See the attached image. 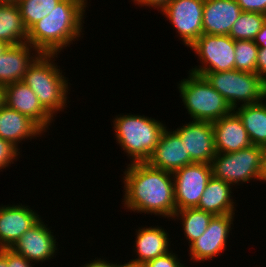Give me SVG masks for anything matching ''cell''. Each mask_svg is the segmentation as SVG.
Wrapping results in <instances>:
<instances>
[{
  "mask_svg": "<svg viewBox=\"0 0 266 267\" xmlns=\"http://www.w3.org/2000/svg\"><path fill=\"white\" fill-rule=\"evenodd\" d=\"M190 49L200 65L192 66L188 72L201 76L235 69V41L229 35L202 34Z\"/></svg>",
  "mask_w": 266,
  "mask_h": 267,
  "instance_id": "obj_8",
  "label": "cell"
},
{
  "mask_svg": "<svg viewBox=\"0 0 266 267\" xmlns=\"http://www.w3.org/2000/svg\"><path fill=\"white\" fill-rule=\"evenodd\" d=\"M236 214L214 215L206 231L196 240H194L187 250L189 261L194 264L213 261L223 254L229 244L230 235H232V226L235 222ZM231 233V234H230ZM222 253V254H221ZM213 259V260H212Z\"/></svg>",
  "mask_w": 266,
  "mask_h": 267,
  "instance_id": "obj_9",
  "label": "cell"
},
{
  "mask_svg": "<svg viewBox=\"0 0 266 267\" xmlns=\"http://www.w3.org/2000/svg\"><path fill=\"white\" fill-rule=\"evenodd\" d=\"M0 267L7 266V248L0 249Z\"/></svg>",
  "mask_w": 266,
  "mask_h": 267,
  "instance_id": "obj_38",
  "label": "cell"
},
{
  "mask_svg": "<svg viewBox=\"0 0 266 267\" xmlns=\"http://www.w3.org/2000/svg\"><path fill=\"white\" fill-rule=\"evenodd\" d=\"M213 216V214L195 207L177 210L171 220L180 221L183 238H185L182 240H187L189 246L206 231Z\"/></svg>",
  "mask_w": 266,
  "mask_h": 267,
  "instance_id": "obj_25",
  "label": "cell"
},
{
  "mask_svg": "<svg viewBox=\"0 0 266 267\" xmlns=\"http://www.w3.org/2000/svg\"><path fill=\"white\" fill-rule=\"evenodd\" d=\"M5 105V89L0 85V108Z\"/></svg>",
  "mask_w": 266,
  "mask_h": 267,
  "instance_id": "obj_39",
  "label": "cell"
},
{
  "mask_svg": "<svg viewBox=\"0 0 266 267\" xmlns=\"http://www.w3.org/2000/svg\"><path fill=\"white\" fill-rule=\"evenodd\" d=\"M257 74L266 82V48L258 49Z\"/></svg>",
  "mask_w": 266,
  "mask_h": 267,
  "instance_id": "obj_35",
  "label": "cell"
},
{
  "mask_svg": "<svg viewBox=\"0 0 266 267\" xmlns=\"http://www.w3.org/2000/svg\"><path fill=\"white\" fill-rule=\"evenodd\" d=\"M242 12L236 0H204L203 34L229 35Z\"/></svg>",
  "mask_w": 266,
  "mask_h": 267,
  "instance_id": "obj_20",
  "label": "cell"
},
{
  "mask_svg": "<svg viewBox=\"0 0 266 267\" xmlns=\"http://www.w3.org/2000/svg\"><path fill=\"white\" fill-rule=\"evenodd\" d=\"M7 43L0 41V55L4 53V51L9 47Z\"/></svg>",
  "mask_w": 266,
  "mask_h": 267,
  "instance_id": "obj_40",
  "label": "cell"
},
{
  "mask_svg": "<svg viewBox=\"0 0 266 267\" xmlns=\"http://www.w3.org/2000/svg\"><path fill=\"white\" fill-rule=\"evenodd\" d=\"M212 124L216 153L236 152L252 145L242 120L234 110Z\"/></svg>",
  "mask_w": 266,
  "mask_h": 267,
  "instance_id": "obj_19",
  "label": "cell"
},
{
  "mask_svg": "<svg viewBox=\"0 0 266 267\" xmlns=\"http://www.w3.org/2000/svg\"><path fill=\"white\" fill-rule=\"evenodd\" d=\"M188 74L176 86L190 120L212 123L233 111L227 100L203 76Z\"/></svg>",
  "mask_w": 266,
  "mask_h": 267,
  "instance_id": "obj_5",
  "label": "cell"
},
{
  "mask_svg": "<svg viewBox=\"0 0 266 267\" xmlns=\"http://www.w3.org/2000/svg\"><path fill=\"white\" fill-rule=\"evenodd\" d=\"M45 221L41 219L10 248L15 253L24 256L35 266L55 259L60 249L58 248L60 246L59 242L56 241L59 238L54 234L55 230L51 229V226L48 227L49 223L47 224Z\"/></svg>",
  "mask_w": 266,
  "mask_h": 267,
  "instance_id": "obj_12",
  "label": "cell"
},
{
  "mask_svg": "<svg viewBox=\"0 0 266 267\" xmlns=\"http://www.w3.org/2000/svg\"><path fill=\"white\" fill-rule=\"evenodd\" d=\"M61 0H16L22 21L29 30L38 21L45 18Z\"/></svg>",
  "mask_w": 266,
  "mask_h": 267,
  "instance_id": "obj_26",
  "label": "cell"
},
{
  "mask_svg": "<svg viewBox=\"0 0 266 267\" xmlns=\"http://www.w3.org/2000/svg\"><path fill=\"white\" fill-rule=\"evenodd\" d=\"M179 251L173 252V250L165 253L164 255L158 256L155 259L147 261L142 267H187L177 254ZM181 259V260H180Z\"/></svg>",
  "mask_w": 266,
  "mask_h": 267,
  "instance_id": "obj_30",
  "label": "cell"
},
{
  "mask_svg": "<svg viewBox=\"0 0 266 267\" xmlns=\"http://www.w3.org/2000/svg\"><path fill=\"white\" fill-rule=\"evenodd\" d=\"M16 0H0V3H10V2H14Z\"/></svg>",
  "mask_w": 266,
  "mask_h": 267,
  "instance_id": "obj_42",
  "label": "cell"
},
{
  "mask_svg": "<svg viewBox=\"0 0 266 267\" xmlns=\"http://www.w3.org/2000/svg\"><path fill=\"white\" fill-rule=\"evenodd\" d=\"M88 4V0H61L48 16L28 30V43L40 54L61 55L85 35V12L91 6Z\"/></svg>",
  "mask_w": 266,
  "mask_h": 267,
  "instance_id": "obj_2",
  "label": "cell"
},
{
  "mask_svg": "<svg viewBox=\"0 0 266 267\" xmlns=\"http://www.w3.org/2000/svg\"><path fill=\"white\" fill-rule=\"evenodd\" d=\"M242 11L266 15V0H236Z\"/></svg>",
  "mask_w": 266,
  "mask_h": 267,
  "instance_id": "obj_31",
  "label": "cell"
},
{
  "mask_svg": "<svg viewBox=\"0 0 266 267\" xmlns=\"http://www.w3.org/2000/svg\"><path fill=\"white\" fill-rule=\"evenodd\" d=\"M22 153L9 141L0 137V172L11 167L21 157Z\"/></svg>",
  "mask_w": 266,
  "mask_h": 267,
  "instance_id": "obj_29",
  "label": "cell"
},
{
  "mask_svg": "<svg viewBox=\"0 0 266 267\" xmlns=\"http://www.w3.org/2000/svg\"><path fill=\"white\" fill-rule=\"evenodd\" d=\"M39 55L29 43L9 46L0 55V85L22 81L28 67Z\"/></svg>",
  "mask_w": 266,
  "mask_h": 267,
  "instance_id": "obj_21",
  "label": "cell"
},
{
  "mask_svg": "<svg viewBox=\"0 0 266 267\" xmlns=\"http://www.w3.org/2000/svg\"><path fill=\"white\" fill-rule=\"evenodd\" d=\"M260 183L262 184L266 183V147H263V152H262V169L260 175Z\"/></svg>",
  "mask_w": 266,
  "mask_h": 267,
  "instance_id": "obj_37",
  "label": "cell"
},
{
  "mask_svg": "<svg viewBox=\"0 0 266 267\" xmlns=\"http://www.w3.org/2000/svg\"><path fill=\"white\" fill-rule=\"evenodd\" d=\"M204 0H170L160 11L187 48L203 34ZM180 37V38H179Z\"/></svg>",
  "mask_w": 266,
  "mask_h": 267,
  "instance_id": "obj_10",
  "label": "cell"
},
{
  "mask_svg": "<svg viewBox=\"0 0 266 267\" xmlns=\"http://www.w3.org/2000/svg\"><path fill=\"white\" fill-rule=\"evenodd\" d=\"M201 76L227 100L233 110L265 99L266 82L257 73L234 69L225 72H206Z\"/></svg>",
  "mask_w": 266,
  "mask_h": 267,
  "instance_id": "obj_6",
  "label": "cell"
},
{
  "mask_svg": "<svg viewBox=\"0 0 266 267\" xmlns=\"http://www.w3.org/2000/svg\"><path fill=\"white\" fill-rule=\"evenodd\" d=\"M258 49L253 40H235V69L257 73Z\"/></svg>",
  "mask_w": 266,
  "mask_h": 267,
  "instance_id": "obj_28",
  "label": "cell"
},
{
  "mask_svg": "<svg viewBox=\"0 0 266 267\" xmlns=\"http://www.w3.org/2000/svg\"><path fill=\"white\" fill-rule=\"evenodd\" d=\"M28 204L0 205V249L13 244L43 217Z\"/></svg>",
  "mask_w": 266,
  "mask_h": 267,
  "instance_id": "obj_14",
  "label": "cell"
},
{
  "mask_svg": "<svg viewBox=\"0 0 266 267\" xmlns=\"http://www.w3.org/2000/svg\"><path fill=\"white\" fill-rule=\"evenodd\" d=\"M172 129L184 142L193 163L211 164L216 155L214 127L211 122L190 120Z\"/></svg>",
  "mask_w": 266,
  "mask_h": 267,
  "instance_id": "obj_13",
  "label": "cell"
},
{
  "mask_svg": "<svg viewBox=\"0 0 266 267\" xmlns=\"http://www.w3.org/2000/svg\"><path fill=\"white\" fill-rule=\"evenodd\" d=\"M43 135H46V132L30 117L6 105L0 108V137L9 141L21 153L19 144L39 136L42 138Z\"/></svg>",
  "mask_w": 266,
  "mask_h": 267,
  "instance_id": "obj_18",
  "label": "cell"
},
{
  "mask_svg": "<svg viewBox=\"0 0 266 267\" xmlns=\"http://www.w3.org/2000/svg\"><path fill=\"white\" fill-rule=\"evenodd\" d=\"M119 267H142V266H137V265H133V264H129L125 262L124 264L122 263Z\"/></svg>",
  "mask_w": 266,
  "mask_h": 267,
  "instance_id": "obj_41",
  "label": "cell"
},
{
  "mask_svg": "<svg viewBox=\"0 0 266 267\" xmlns=\"http://www.w3.org/2000/svg\"><path fill=\"white\" fill-rule=\"evenodd\" d=\"M263 147L251 145L231 153H216L211 162L216 179L236 186L260 181Z\"/></svg>",
  "mask_w": 266,
  "mask_h": 267,
  "instance_id": "obj_7",
  "label": "cell"
},
{
  "mask_svg": "<svg viewBox=\"0 0 266 267\" xmlns=\"http://www.w3.org/2000/svg\"><path fill=\"white\" fill-rule=\"evenodd\" d=\"M59 54H40L28 67L22 82L38 97L41 105L55 118L71 102L70 80L55 62Z\"/></svg>",
  "mask_w": 266,
  "mask_h": 267,
  "instance_id": "obj_4",
  "label": "cell"
},
{
  "mask_svg": "<svg viewBox=\"0 0 266 267\" xmlns=\"http://www.w3.org/2000/svg\"><path fill=\"white\" fill-rule=\"evenodd\" d=\"M112 119L116 144L129 163L147 162L167 125L165 121L132 113H120Z\"/></svg>",
  "mask_w": 266,
  "mask_h": 267,
  "instance_id": "obj_3",
  "label": "cell"
},
{
  "mask_svg": "<svg viewBox=\"0 0 266 267\" xmlns=\"http://www.w3.org/2000/svg\"><path fill=\"white\" fill-rule=\"evenodd\" d=\"M125 165L121 177V207L124 211L127 209L133 214H149L170 221L177 211L172 173L153 168L147 162Z\"/></svg>",
  "mask_w": 266,
  "mask_h": 267,
  "instance_id": "obj_1",
  "label": "cell"
},
{
  "mask_svg": "<svg viewBox=\"0 0 266 267\" xmlns=\"http://www.w3.org/2000/svg\"><path fill=\"white\" fill-rule=\"evenodd\" d=\"M135 241L132 242L135 258L127 260V263L142 266L147 261L155 259L171 251V238L169 232L162 225L141 226L135 229ZM171 247V248H170ZM136 253V254H135Z\"/></svg>",
  "mask_w": 266,
  "mask_h": 267,
  "instance_id": "obj_16",
  "label": "cell"
},
{
  "mask_svg": "<svg viewBox=\"0 0 266 267\" xmlns=\"http://www.w3.org/2000/svg\"><path fill=\"white\" fill-rule=\"evenodd\" d=\"M0 41L10 46L28 43V30L15 1L0 3Z\"/></svg>",
  "mask_w": 266,
  "mask_h": 267,
  "instance_id": "obj_23",
  "label": "cell"
},
{
  "mask_svg": "<svg viewBox=\"0 0 266 267\" xmlns=\"http://www.w3.org/2000/svg\"><path fill=\"white\" fill-rule=\"evenodd\" d=\"M176 210L195 208L211 179V164L193 163L172 173Z\"/></svg>",
  "mask_w": 266,
  "mask_h": 267,
  "instance_id": "obj_11",
  "label": "cell"
},
{
  "mask_svg": "<svg viewBox=\"0 0 266 267\" xmlns=\"http://www.w3.org/2000/svg\"><path fill=\"white\" fill-rule=\"evenodd\" d=\"M147 163L153 168L162 169L171 173L186 165L193 164L184 147V142L168 126L163 131L159 143L156 145Z\"/></svg>",
  "mask_w": 266,
  "mask_h": 267,
  "instance_id": "obj_17",
  "label": "cell"
},
{
  "mask_svg": "<svg viewBox=\"0 0 266 267\" xmlns=\"http://www.w3.org/2000/svg\"><path fill=\"white\" fill-rule=\"evenodd\" d=\"M103 256L100 258H98V256L97 257H95V259L93 258V259H91V260H89L88 262L87 261H85L86 263L84 264H81V266H79V267H119L121 264H122V261H121V263L119 262H112V261H107L106 259H105V257L103 258Z\"/></svg>",
  "mask_w": 266,
  "mask_h": 267,
  "instance_id": "obj_34",
  "label": "cell"
},
{
  "mask_svg": "<svg viewBox=\"0 0 266 267\" xmlns=\"http://www.w3.org/2000/svg\"><path fill=\"white\" fill-rule=\"evenodd\" d=\"M253 41L259 48H266V23L261 27Z\"/></svg>",
  "mask_w": 266,
  "mask_h": 267,
  "instance_id": "obj_36",
  "label": "cell"
},
{
  "mask_svg": "<svg viewBox=\"0 0 266 267\" xmlns=\"http://www.w3.org/2000/svg\"><path fill=\"white\" fill-rule=\"evenodd\" d=\"M233 189V190H232ZM233 185L213 176L209 180L196 208L213 215L235 214L236 203ZM237 204V205H236Z\"/></svg>",
  "mask_w": 266,
  "mask_h": 267,
  "instance_id": "obj_22",
  "label": "cell"
},
{
  "mask_svg": "<svg viewBox=\"0 0 266 267\" xmlns=\"http://www.w3.org/2000/svg\"><path fill=\"white\" fill-rule=\"evenodd\" d=\"M5 105L30 117L45 132L52 128L55 118L41 105L36 94L22 81L4 86Z\"/></svg>",
  "mask_w": 266,
  "mask_h": 267,
  "instance_id": "obj_15",
  "label": "cell"
},
{
  "mask_svg": "<svg viewBox=\"0 0 266 267\" xmlns=\"http://www.w3.org/2000/svg\"><path fill=\"white\" fill-rule=\"evenodd\" d=\"M266 23V15L257 12H242L233 24L229 36L235 40H254Z\"/></svg>",
  "mask_w": 266,
  "mask_h": 267,
  "instance_id": "obj_27",
  "label": "cell"
},
{
  "mask_svg": "<svg viewBox=\"0 0 266 267\" xmlns=\"http://www.w3.org/2000/svg\"><path fill=\"white\" fill-rule=\"evenodd\" d=\"M7 266L8 267H34L24 256L15 253L12 249L7 248Z\"/></svg>",
  "mask_w": 266,
  "mask_h": 267,
  "instance_id": "obj_32",
  "label": "cell"
},
{
  "mask_svg": "<svg viewBox=\"0 0 266 267\" xmlns=\"http://www.w3.org/2000/svg\"><path fill=\"white\" fill-rule=\"evenodd\" d=\"M169 1L170 0H131L133 5L135 4L137 7H143L144 9L146 7L148 9H157L158 13L168 4Z\"/></svg>",
  "mask_w": 266,
  "mask_h": 267,
  "instance_id": "obj_33",
  "label": "cell"
},
{
  "mask_svg": "<svg viewBox=\"0 0 266 267\" xmlns=\"http://www.w3.org/2000/svg\"><path fill=\"white\" fill-rule=\"evenodd\" d=\"M252 145L266 147V100L236 107Z\"/></svg>",
  "mask_w": 266,
  "mask_h": 267,
  "instance_id": "obj_24",
  "label": "cell"
}]
</instances>
